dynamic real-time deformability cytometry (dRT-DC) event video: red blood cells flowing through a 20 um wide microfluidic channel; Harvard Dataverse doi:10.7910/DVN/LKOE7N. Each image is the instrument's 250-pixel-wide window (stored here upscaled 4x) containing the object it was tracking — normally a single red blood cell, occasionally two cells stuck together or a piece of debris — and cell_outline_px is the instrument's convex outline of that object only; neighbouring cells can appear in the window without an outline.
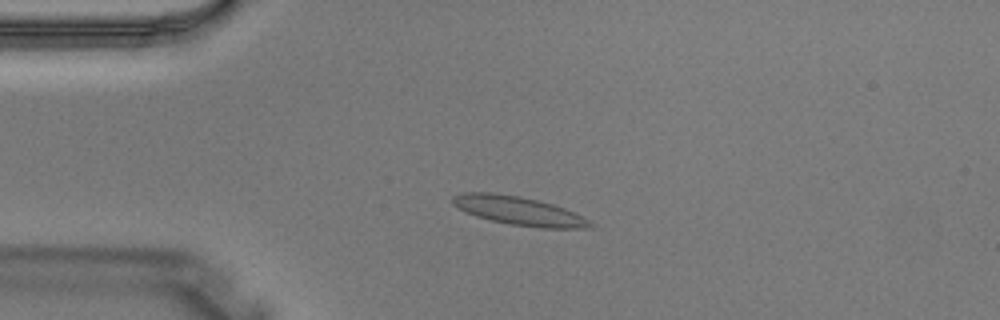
{"species": "Egyptian fruit bat (a non-hibernating species)", "species_latin": "Rousettus aegyptiacus", "temperature_condition": "warm", "stored_images_in_passage": 3, "camera_frame_rate_fps": 3000, "um_per_image_px": 0.085, "animal": {"sex": "male"}, "frame": {"image": 1, "passage_image": 3, "time_ms": 0.667, "image_size_px": [1000, 320], "cell_outline_px": [[596, 224], [592, 228], [540, 228], [508, 224], [476, 216], [452, 204], [452, 196], [464, 192], [492, 192], [520, 196], [552, 204], [564, 208]], "centroid_in_image_um": [44.1, 17.92], "position_along_channel_um": 40.9, "area_um2": 22.77}}